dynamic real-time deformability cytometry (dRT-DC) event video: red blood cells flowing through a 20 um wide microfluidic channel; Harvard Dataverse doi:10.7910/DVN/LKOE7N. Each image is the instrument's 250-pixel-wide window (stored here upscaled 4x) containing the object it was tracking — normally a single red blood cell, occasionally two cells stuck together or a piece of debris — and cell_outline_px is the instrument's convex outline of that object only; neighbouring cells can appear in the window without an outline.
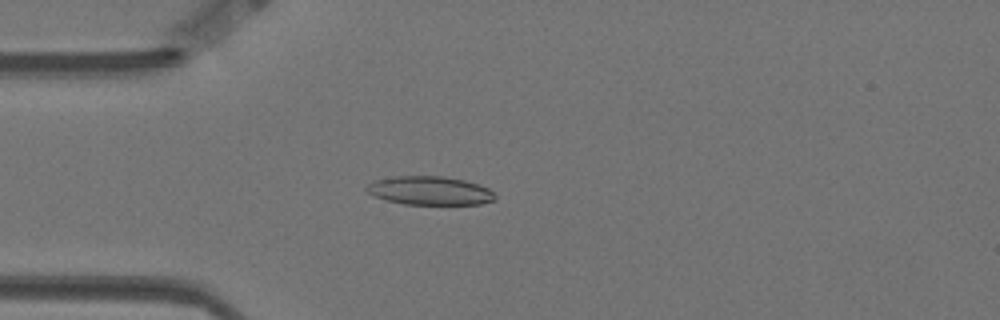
{"species": "Egyptian fruit bat (a non-hibernating species)", "species_latin": "Rousettus aegyptiacus", "temperature_condition": "warm", "stored_images_in_passage": 47, "camera_frame_rate_fps": 3000, "um_per_image_px": 0.085, "animal": {"sex": "female"}, "frame": {"image": 1, "passage_image": 4, "time_ms": 1.0, "image_size_px": [1000, 320], "cell_outline_px": [[496, 196], [492, 200], [480, 204], [404, 204], [388, 200], [376, 196], [368, 192], [364, 188], [368, 184], [376, 180], [396, 176], [444, 176], [464, 180], [488, 188]], "centroid_in_image_um": [36.52, 16.2], "position_along_channel_um": 48.5, "area_um2": 21.1}}
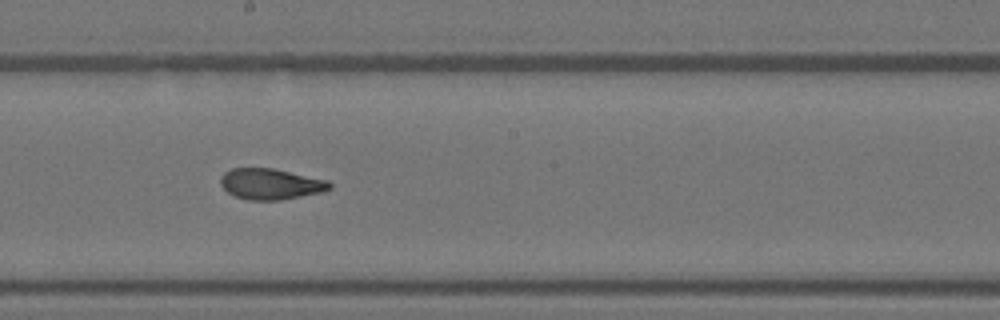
{"frame": {"image": 2, "passage_image": 20, "time_ms": 6.333, "image_size_px": [1000, 320], "cell_outline_px": [[332, 188], [324, 192], [280, 200], [248, 200], [236, 196], [228, 192], [220, 184], [220, 176], [224, 172], [232, 168], [272, 168], [328, 180], [332, 184]], "centroid_in_image_um": [23.02, 15.64], "position_along_channel_um": 225.2, "area_um2": 19.71}}
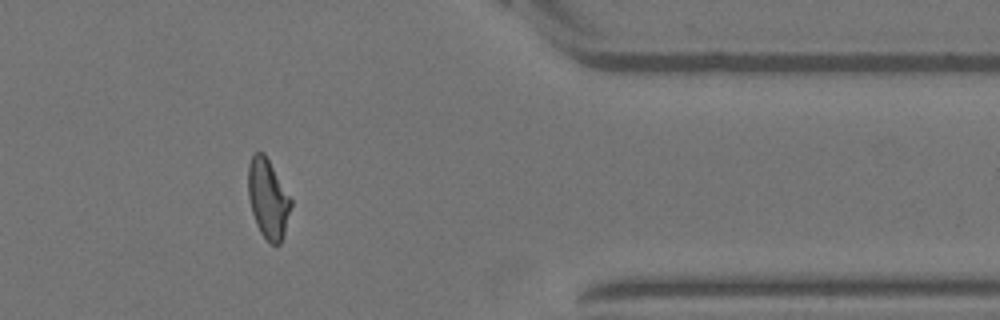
{"frame": {"image": 3, "passage_image": 36, "time_ms": 11.667, "image_size_px": [1000, 320], "cell_outline_px": [[292, 204], [284, 236], [280, 244], [272, 244], [260, 232], [256, 224], [252, 212], [248, 196], [248, 164], [252, 156], [256, 152], [264, 152], [292, 200]], "centroid_in_image_um": [22.78, 16.89], "position_along_channel_um": 388.6, "area_um2": 19.71}, "authors_computed_cell_mechanics": {"area_um2": 20.1722, "velocity_mm_per_s": 3.5015, "shape_relaxation_time_tau1_ms": 6.5805, "shape_relaxation_time_tau2_ms": 2.232, "deformation_change_tau1": 0.192, "deformation_change_tau2": 0.0838}}